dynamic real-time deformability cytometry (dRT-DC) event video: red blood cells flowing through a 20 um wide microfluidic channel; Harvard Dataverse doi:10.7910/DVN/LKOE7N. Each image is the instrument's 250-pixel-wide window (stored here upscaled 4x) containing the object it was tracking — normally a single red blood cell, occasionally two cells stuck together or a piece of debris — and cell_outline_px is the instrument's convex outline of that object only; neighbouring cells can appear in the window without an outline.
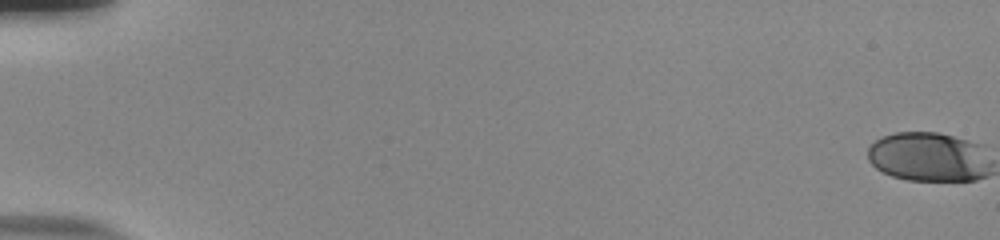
{"species": "human", "species_latin": "Homo sapiens", "temperature_condition": "room temperature", "stored_images_in_passage": 21, "camera_frame_rate_fps": 3000, "um_per_image_px": 0.085, "donor": {"sex": "male"}, "frame": {"image": 1, "passage_image": 1, "time_ms": 0.0, "image_size_px": [1000, 240], "cell_outline_px": [[984, 176], [972, 180], [912, 180], [896, 176], [884, 172], [868, 156], [868, 152], [872, 144], [888, 136], [900, 132], [932, 132], [948, 136], [960, 140]], "centroid_in_image_um": [78.56, 13.36], "position_along_channel_um": 6.4, "area_um2": 30.63}}